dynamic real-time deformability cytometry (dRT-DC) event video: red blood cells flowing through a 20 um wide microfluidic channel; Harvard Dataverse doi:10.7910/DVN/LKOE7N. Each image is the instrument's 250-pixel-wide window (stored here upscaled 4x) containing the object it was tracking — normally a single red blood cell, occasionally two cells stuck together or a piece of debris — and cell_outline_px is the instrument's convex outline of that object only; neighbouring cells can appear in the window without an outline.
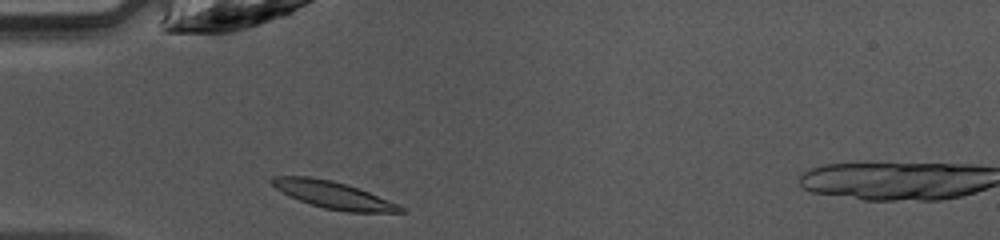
{"species": "common noctule bat (a hibernating species)", "species_latin": "Nyctalus noctula", "temperature_condition": "warm", "stored_images_in_passage": 2, "camera_frame_rate_fps": 3000, "um_per_image_px": 0.085, "animal": {"sex": "female", "body_mass_g": 10.0, "forearm_length_mm": 53.1}, "frame": {"image": 1, "passage_image": 1, "time_ms": 0.0, "image_size_px": [1000, 240], "cell_outline_px": [[404, 212], [348, 212], [324, 208], [300, 200], [276, 188], [272, 184], [272, 176], [308, 176], [332, 180], [368, 192], [400, 204], [404, 208]], "centroid_in_image_um": [28.37, 16.57], "position_along_channel_um": 56.6, "area_um2": 19.83}}